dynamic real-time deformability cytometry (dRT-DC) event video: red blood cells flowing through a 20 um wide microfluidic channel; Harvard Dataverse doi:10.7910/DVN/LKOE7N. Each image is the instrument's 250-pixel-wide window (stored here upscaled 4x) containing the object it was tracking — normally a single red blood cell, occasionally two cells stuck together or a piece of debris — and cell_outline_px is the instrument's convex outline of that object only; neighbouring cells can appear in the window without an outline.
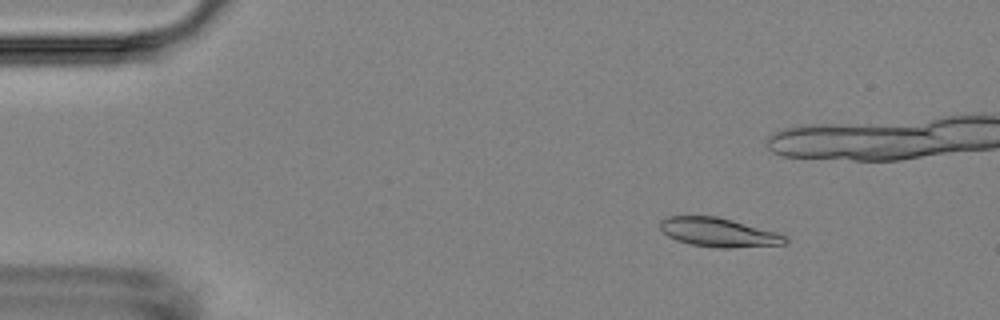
{"species": "Egyptian fruit bat (a non-hibernating species)", "species_latin": "Rousettus aegyptiacus", "temperature_condition": "room temperature", "stored_images_in_passage": 8, "camera_frame_rate_fps": 3000, "um_per_image_px": 0.085, "animal": {"sex": "female"}, "frame": {"image": 1, "passage_image": 2, "time_ms": 1.333, "image_size_px": [1000, 320], "cell_outline_px": [[788, 244], [732, 248], [716, 248], [688, 244], [676, 240], [668, 236], [660, 228], [660, 220], [668, 216], [716, 216], [732, 220], [776, 232], [784, 236], [788, 240]], "centroid_in_image_um": [61.06, 19.76], "position_along_channel_um": 23.9, "area_um2": 21.15}}